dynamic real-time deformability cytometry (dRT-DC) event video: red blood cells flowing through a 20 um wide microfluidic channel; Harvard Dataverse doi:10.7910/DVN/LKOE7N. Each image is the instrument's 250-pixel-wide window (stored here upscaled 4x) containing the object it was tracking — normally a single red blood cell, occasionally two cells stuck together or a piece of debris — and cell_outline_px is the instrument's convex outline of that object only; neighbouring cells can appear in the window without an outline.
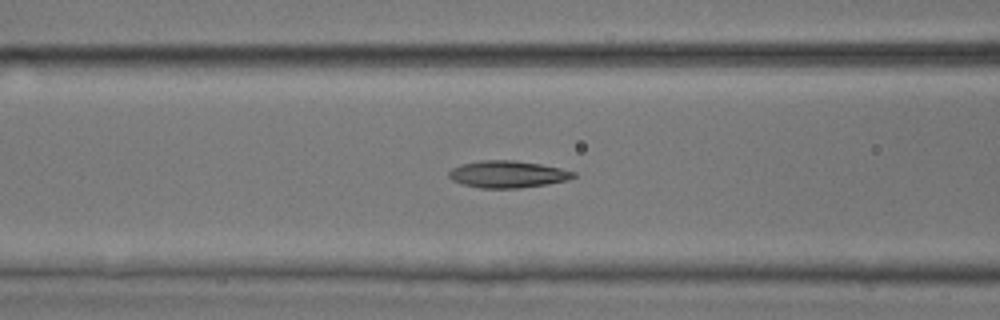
{"species": "common noctule bat (a hibernating species)", "species_latin": "Nyctalus noctula", "temperature_condition": "room temperature", "stored_images_in_passage": 23, "camera_frame_rate_fps": 3000, "um_per_image_px": 0.085, "animal": {"sex": "male", "body_mass_g": 17.9, "forearm_length_mm": 54.2}, "frame": {"image": 1, "passage_image": 6, "time_ms": 1.667, "image_size_px": [1000, 320], "cell_outline_px": [[576, 176], [568, 180], [548, 184], [520, 188], [480, 188], [460, 184], [452, 180], [448, 176], [448, 172], [452, 168], [460, 164], [480, 160], [516, 160], [540, 164], [560, 168], [576, 172]], "centroid_in_image_um": [43.13, 14.81], "position_along_channel_um": 123.5, "area_um2": 19.83}}
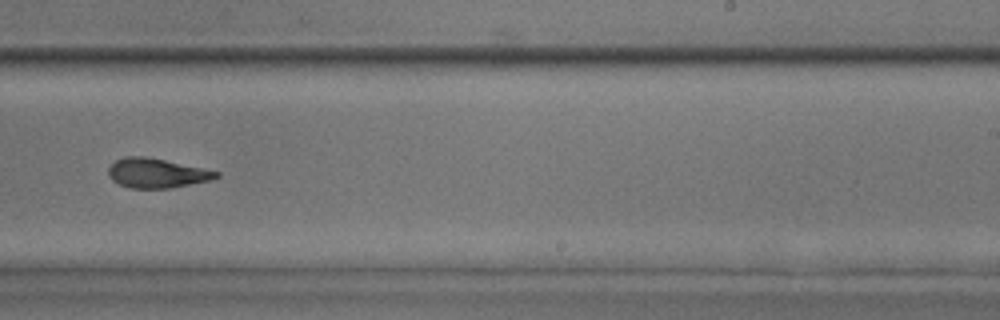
{"frame": {"image": 2, "passage_image": 17, "time_ms": 5.333, "image_size_px": [1000, 320], "cell_outline_px": [[220, 176], [208, 180], [168, 188], [128, 188], [112, 180], [108, 176], [108, 168], [116, 160], [124, 156], [144, 156], [164, 160], [220, 172]], "centroid_in_image_um": [13.26, 14.71], "position_along_channel_um": 275.7, "area_um2": 18.21}}
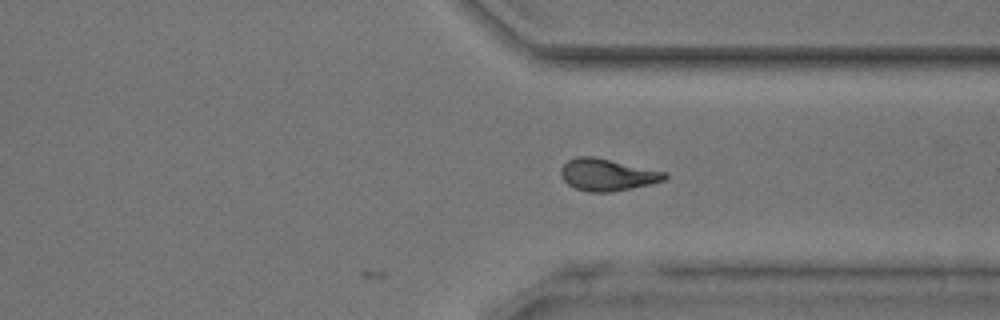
{"frame": {"image": 3, "passage_image": 23, "time_ms": 7.333, "image_size_px": [1000, 320], "cell_outline_px": [[668, 176], [664, 180], [632, 188], [612, 192], [588, 192], [576, 188], [568, 184], [560, 176], [560, 168], [568, 160], [576, 156], [592, 156], [668, 172]], "centroid_in_image_um": [51.6, 14.85], "position_along_channel_um": 359.8, "area_um2": 19.36}}